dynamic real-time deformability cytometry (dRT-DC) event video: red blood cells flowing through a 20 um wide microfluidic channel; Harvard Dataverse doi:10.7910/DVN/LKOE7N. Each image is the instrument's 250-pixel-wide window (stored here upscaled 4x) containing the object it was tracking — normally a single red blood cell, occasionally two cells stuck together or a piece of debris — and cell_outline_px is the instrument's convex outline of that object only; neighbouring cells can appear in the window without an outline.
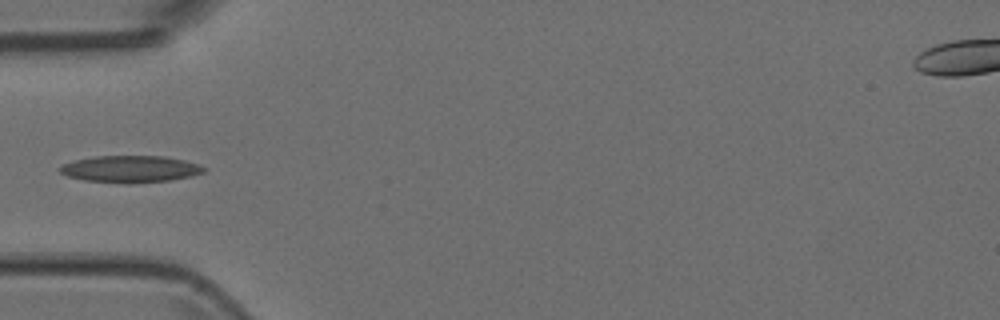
{"species": "Egyptian fruit bat (a non-hibernating species)", "species_latin": "Rousettus aegyptiacus", "temperature_condition": "room temperature", "stored_images_in_passage": 1, "camera_frame_rate_fps": 3000, "um_per_image_px": 0.085, "animal": {"sex": "female"}, "frame": {"image": 1, "passage_image": 1, "time_ms": 0.0, "image_size_px": [1000, 320], "cell_outline_px": [[208, 168], [204, 172], [192, 176], [168, 180], [84, 180], [68, 176], [60, 172], [56, 168], [72, 160], [96, 156], [164, 156], [184, 160], [200, 164]], "centroid_in_image_um": [11.1, 14.3], "position_along_channel_um": 73.9, "area_um2": 21.5}}